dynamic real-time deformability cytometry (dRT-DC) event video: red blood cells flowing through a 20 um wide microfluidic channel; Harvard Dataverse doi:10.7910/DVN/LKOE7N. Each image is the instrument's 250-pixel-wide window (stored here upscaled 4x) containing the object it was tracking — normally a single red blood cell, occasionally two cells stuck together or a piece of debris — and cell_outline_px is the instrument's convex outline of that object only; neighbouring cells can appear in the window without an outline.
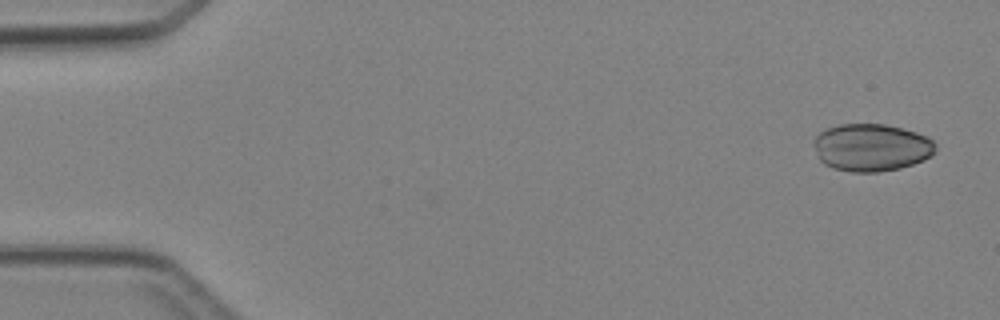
{"species": "Egyptian fruit bat (a non-hibernating species)", "species_latin": "Rousettus aegyptiacus", "temperature_condition": "cold", "stored_images_in_passage": 4, "camera_frame_rate_fps": 3000, "um_per_image_px": 0.085, "animal": {"sex": "female"}, "frame": {"image": 1, "passage_image": 1, "time_ms": 0.0, "image_size_px": [1000, 320], "cell_outline_px": [[936, 152], [932, 156], [924, 160], [900, 168], [876, 172], [852, 172], [832, 168], [824, 164], [820, 160], [812, 140], [820, 132], [828, 128], [840, 124], [884, 124], [916, 132], [932, 140], [936, 144]], "centroid_in_image_um": [74.07, 12.54], "position_along_channel_um": 10.9, "area_um2": 33.7}}
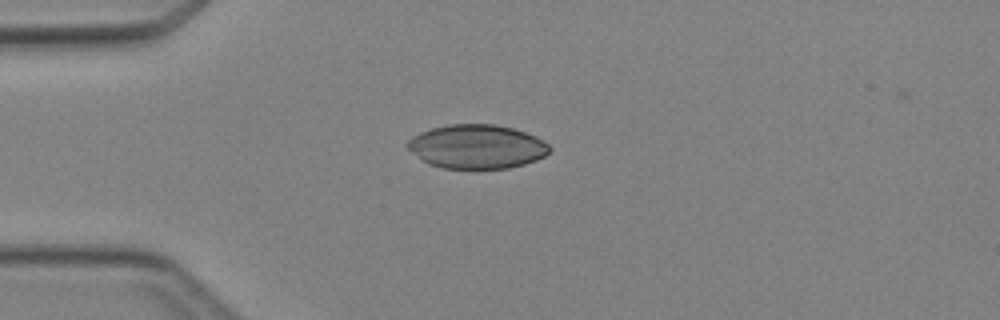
{"frame": {"image": 2, "passage_image": 3, "time_ms": 3.333, "image_size_px": [1000, 320], "cell_outline_px": [[552, 148], [544, 156], [536, 160], [524, 164], [508, 168], [440, 168], [428, 164], [408, 148], [404, 144], [412, 136], [420, 132], [432, 128], [448, 124], [496, 124], [512, 128], [536, 136], [548, 144]], "centroid_in_image_um": [40.52, 12.45], "position_along_channel_um": 44.5, "area_um2": 36.36}}